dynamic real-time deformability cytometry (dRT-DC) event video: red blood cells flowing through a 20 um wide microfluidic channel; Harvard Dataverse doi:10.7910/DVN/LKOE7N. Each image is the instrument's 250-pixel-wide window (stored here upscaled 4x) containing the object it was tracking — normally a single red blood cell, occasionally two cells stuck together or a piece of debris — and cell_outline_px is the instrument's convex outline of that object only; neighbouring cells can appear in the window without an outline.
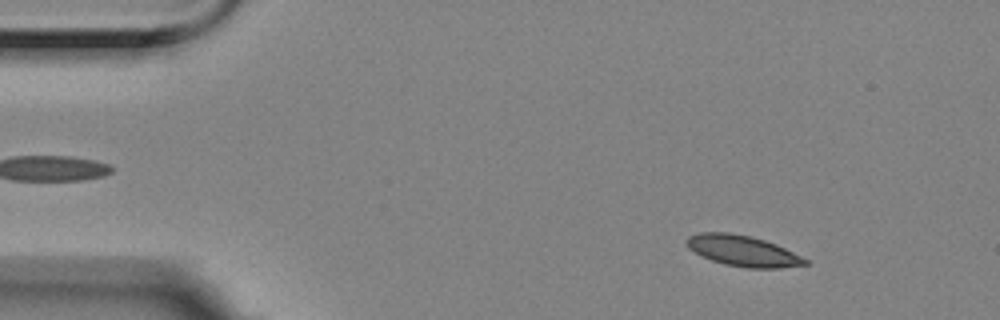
{"species": "Egyptian fruit bat (a non-hibernating species)", "species_latin": "Rousettus aegyptiacus", "temperature_condition": "room temperature", "stored_images_in_passage": 56, "camera_frame_rate_fps": 3000, "um_per_image_px": 0.085, "animal": {"sex": "female"}, "frame": {"image": 1, "passage_image": 6, "time_ms": 1.667, "image_size_px": [1000, 320], "cell_outline_px": [[808, 264], [780, 268], [748, 268], [724, 264], [712, 260], [688, 248], [684, 244], [684, 240], [688, 236], [700, 232], [728, 232], [752, 236], [776, 244], [808, 260]], "centroid_in_image_um": [63.1, 21.31], "position_along_channel_um": 21.9, "area_um2": 21.21}}
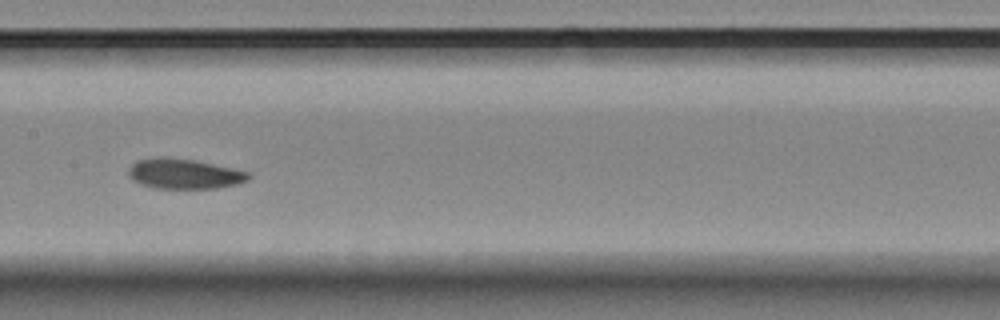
{"frame": {"image": 2, "passage_image": 27, "time_ms": 8.667, "image_size_px": [1000, 320], "cell_outline_px": [[252, 176], [248, 180], [236, 184], [216, 188], [156, 188], [140, 184], [132, 180], [128, 176], [128, 168], [136, 160], [160, 156], [192, 160], [232, 168], [248, 172]], "centroid_in_image_um": [15.61, 14.77], "position_along_channel_um": 191.8, "area_um2": 20.98}}
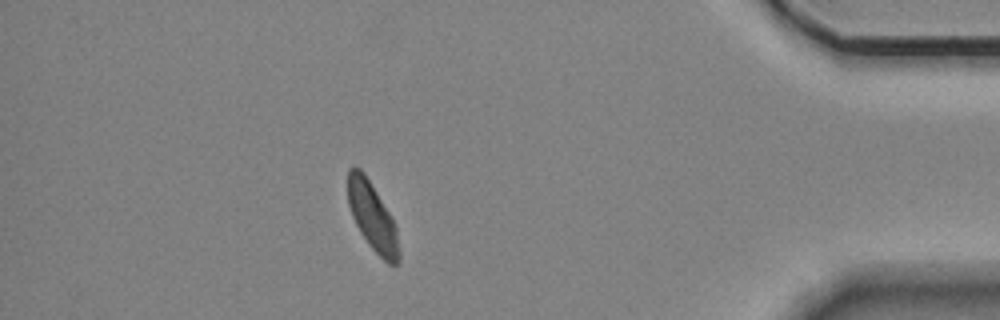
{"frame": {"image": 3, "passage_image": 49, "time_ms": 16.0, "image_size_px": [1000, 320], "cell_outline_px": [[400, 260], [396, 264], [388, 264], [368, 244], [360, 232], [352, 216], [348, 204], [348, 168], [360, 168], [364, 172], [388, 212], [396, 228], [400, 252]], "centroid_in_image_um": [31.65, 18.44], "position_along_channel_um": 403.6, "area_um2": 19.88}, "authors_computed_cell_mechanics": {"area_um2": 21.1548, "velocity_mm_per_s": 3.4992, "shape_relaxation_time_tau1_ms": 6.2987, "shape_relaxation_time_tau2_ms": null, "deformation_change_tau1": 0.122, "deformation_change_tau2": null}}